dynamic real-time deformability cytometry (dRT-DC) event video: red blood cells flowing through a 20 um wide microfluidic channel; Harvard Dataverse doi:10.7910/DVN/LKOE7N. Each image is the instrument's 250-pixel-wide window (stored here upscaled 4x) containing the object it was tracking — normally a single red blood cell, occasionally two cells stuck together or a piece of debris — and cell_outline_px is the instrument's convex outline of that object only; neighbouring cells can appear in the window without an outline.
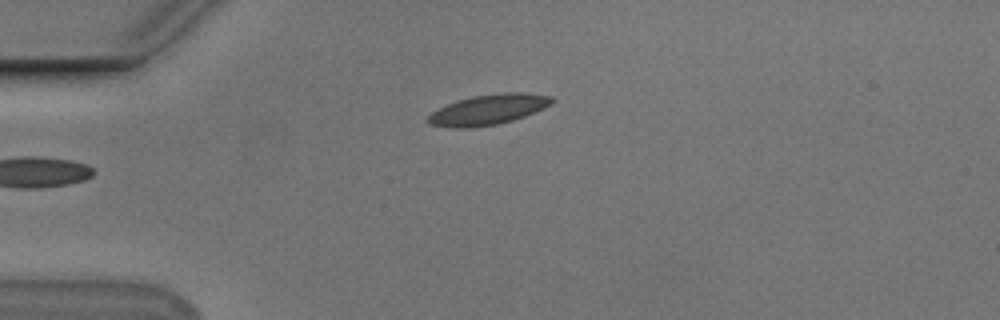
{"species": "Egyptian fruit bat (a non-hibernating species)", "species_latin": "Rousettus aegyptiacus", "temperature_condition": "cold", "stored_images_in_passage": 32, "camera_frame_rate_fps": 3000, "um_per_image_px": 0.085, "animal": {"sex": "male"}, "frame": {"image": 1, "passage_image": 1, "time_ms": 0.0, "image_size_px": [1000, 320], "cell_outline_px": [[556, 100], [552, 104], [544, 108], [524, 116], [512, 120], [496, 124], [472, 128], [452, 128], [428, 124], [428, 116], [432, 112], [456, 100], [472, 96], [504, 92], [524, 92], [552, 96]], "centroid_in_image_um": [41.53, 9.31], "position_along_channel_um": 43.5, "area_um2": 21.91}}
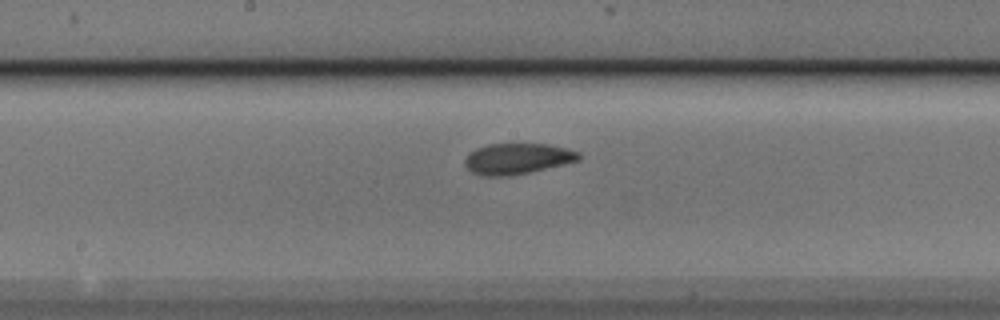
{"frame": {"image": 2, "passage_image": 16, "time_ms": 5.0, "image_size_px": [1000, 320], "cell_outline_px": [[580, 160], [564, 164], [528, 172], [508, 176], [480, 176], [472, 172], [464, 164], [464, 160], [468, 152], [476, 148], [488, 144], [548, 144], [568, 148], [580, 152]], "centroid_in_image_um": [43.95, 13.48], "position_along_channel_um": 204.2, "area_um2": 20.58}}
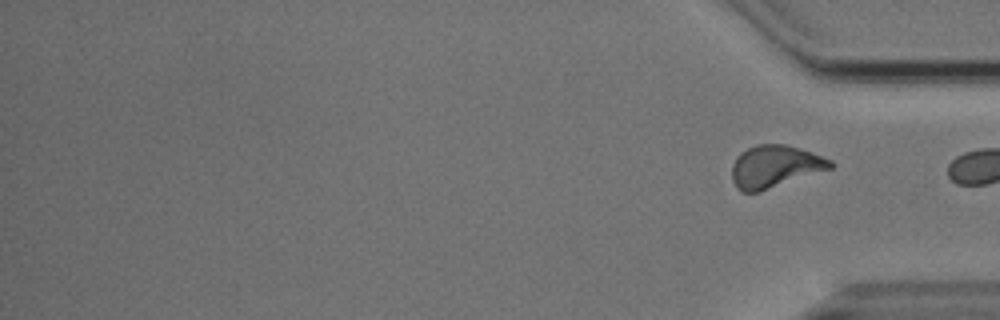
{"frame": {"image": 3, "passage_image": 32, "time_ms": 10.333, "image_size_px": [1000, 320], "cell_outline_px": [[836, 164], [832, 168], [760, 192], [740, 192], [736, 188], [732, 180], [732, 164], [736, 156], [740, 152], [756, 144], [784, 144], [800, 148], [812, 152], [832, 160]], "centroid_in_image_um": [65.86, 14.15], "position_along_channel_um": 369.3, "area_um2": 24.57}, "authors_computed_cell_mechanics": {"area_um2": 20.2878, "velocity_mm_per_s": 3.7328, "shape_relaxation_time_tau1_ms": null, "shape_relaxation_time_tau2_ms": 5.7757, "deformation_change_tau1": null, "deformation_change_tau2": 0.094}}